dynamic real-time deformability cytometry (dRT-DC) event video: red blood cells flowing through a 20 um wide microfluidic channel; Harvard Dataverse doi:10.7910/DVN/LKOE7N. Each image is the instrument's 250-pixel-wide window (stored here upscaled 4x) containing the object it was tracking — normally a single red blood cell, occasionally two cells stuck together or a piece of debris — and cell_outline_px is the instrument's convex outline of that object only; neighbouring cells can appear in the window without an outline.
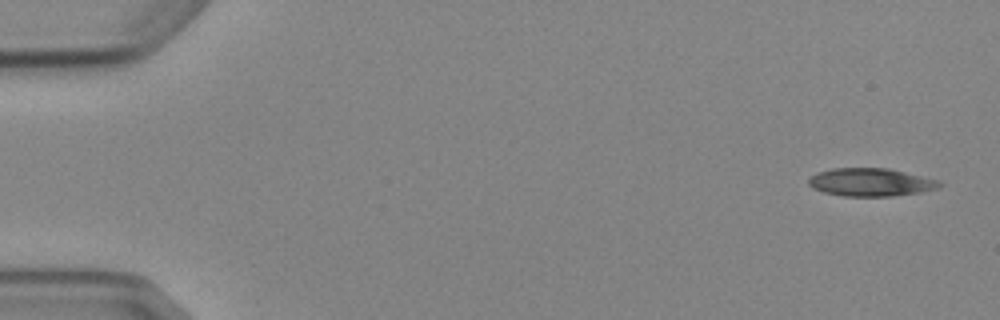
{"species": "Egyptian fruit bat (a non-hibernating species)", "species_latin": "Rousettus aegyptiacus", "temperature_condition": "cold", "stored_images_in_passage": 4, "camera_frame_rate_fps": 3000, "um_per_image_px": 0.085, "animal": {"sex": "female"}, "frame": {"image": 1, "passage_image": 1, "time_ms": 0.0, "image_size_px": [1000, 320], "cell_outline_px": [[944, 184], [940, 188], [920, 192], [892, 196], [844, 196], [824, 192], [812, 188], [808, 184], [808, 180], [816, 172], [832, 168], [888, 168], [940, 180]], "centroid_in_image_um": [74.03, 15.48], "position_along_channel_um": 11.0, "area_um2": 21.5}}
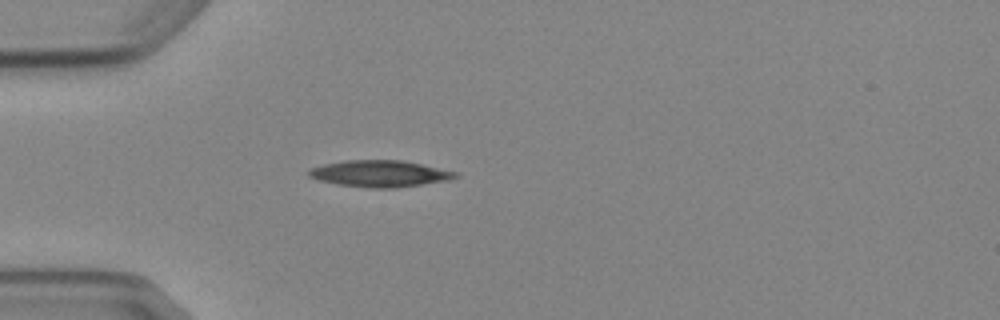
{"frame": {"image": 2, "passage_image": 4, "time_ms": 4.333, "image_size_px": [1000, 320], "cell_outline_px": [[460, 176], [452, 180], [396, 188], [368, 188], [336, 184], [320, 180], [308, 176], [308, 172], [312, 168], [324, 164], [344, 160], [404, 160], [460, 172]], "centroid_in_image_um": [32.38, 14.76], "position_along_channel_um": 52.6, "area_um2": 23.0}}